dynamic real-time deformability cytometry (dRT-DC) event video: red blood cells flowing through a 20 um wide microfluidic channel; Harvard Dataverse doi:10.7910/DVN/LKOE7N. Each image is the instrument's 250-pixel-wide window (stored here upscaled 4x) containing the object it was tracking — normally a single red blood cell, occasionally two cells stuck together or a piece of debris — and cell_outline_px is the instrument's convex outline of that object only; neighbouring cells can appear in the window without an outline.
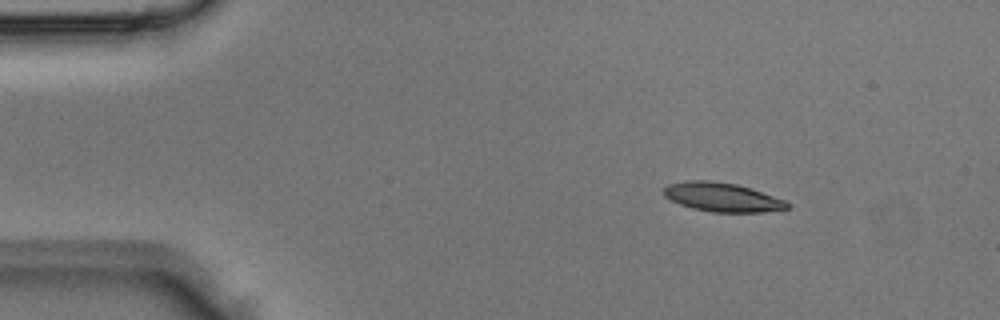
{"species": "Egyptian fruit bat (a non-hibernating species)", "species_latin": "Rousettus aegyptiacus", "temperature_condition": "room temperature", "stored_images_in_passage": 2, "camera_frame_rate_fps": 3000, "um_per_image_px": 0.085, "animal": {"sex": "male"}, "frame": {"image": 1, "passage_image": 1, "time_ms": 0.0, "image_size_px": [1000, 320], "cell_outline_px": [[792, 204], [788, 208], [760, 212], [712, 212], [692, 208], [680, 204], [664, 196], [664, 188], [668, 184], [684, 180], [708, 180], [736, 184], [752, 188], [784, 200]], "centroid_in_image_um": [61.38, 16.75], "position_along_channel_um": 23.6, "area_um2": 20.81}}